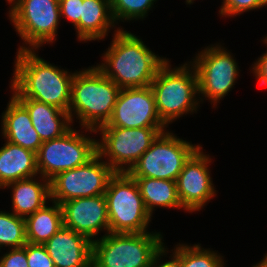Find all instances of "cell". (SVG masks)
<instances>
[{"label": "cell", "instance_id": "6da1fadb", "mask_svg": "<svg viewBox=\"0 0 267 267\" xmlns=\"http://www.w3.org/2000/svg\"><path fill=\"white\" fill-rule=\"evenodd\" d=\"M36 50H17L11 92L16 99H33L68 112L75 71L47 62Z\"/></svg>", "mask_w": 267, "mask_h": 267}, {"label": "cell", "instance_id": "7a4b0ae2", "mask_svg": "<svg viewBox=\"0 0 267 267\" xmlns=\"http://www.w3.org/2000/svg\"><path fill=\"white\" fill-rule=\"evenodd\" d=\"M103 63L96 67L120 89L150 86L158 69L168 60L153 53L136 34L117 27Z\"/></svg>", "mask_w": 267, "mask_h": 267}, {"label": "cell", "instance_id": "3957f363", "mask_svg": "<svg viewBox=\"0 0 267 267\" xmlns=\"http://www.w3.org/2000/svg\"><path fill=\"white\" fill-rule=\"evenodd\" d=\"M118 85L96 66L75 72L72 81L69 117L82 128L97 130L110 120L120 92ZM76 116V117H74Z\"/></svg>", "mask_w": 267, "mask_h": 267}, {"label": "cell", "instance_id": "277c9868", "mask_svg": "<svg viewBox=\"0 0 267 267\" xmlns=\"http://www.w3.org/2000/svg\"><path fill=\"white\" fill-rule=\"evenodd\" d=\"M150 87L158 115L167 127L183 115L197 113L200 106L198 79L189 61L171 68L168 59L158 69Z\"/></svg>", "mask_w": 267, "mask_h": 267}, {"label": "cell", "instance_id": "5b68a950", "mask_svg": "<svg viewBox=\"0 0 267 267\" xmlns=\"http://www.w3.org/2000/svg\"><path fill=\"white\" fill-rule=\"evenodd\" d=\"M92 243V267H149L163 246L161 232L113 233Z\"/></svg>", "mask_w": 267, "mask_h": 267}, {"label": "cell", "instance_id": "8992f818", "mask_svg": "<svg viewBox=\"0 0 267 267\" xmlns=\"http://www.w3.org/2000/svg\"><path fill=\"white\" fill-rule=\"evenodd\" d=\"M110 232L144 233L152 216L147 211L135 179L125 172H116L109 180L104 193Z\"/></svg>", "mask_w": 267, "mask_h": 267}, {"label": "cell", "instance_id": "52a82bcc", "mask_svg": "<svg viewBox=\"0 0 267 267\" xmlns=\"http://www.w3.org/2000/svg\"><path fill=\"white\" fill-rule=\"evenodd\" d=\"M165 127L122 128L101 126L97 154L115 172L128 173Z\"/></svg>", "mask_w": 267, "mask_h": 267}, {"label": "cell", "instance_id": "ba28073f", "mask_svg": "<svg viewBox=\"0 0 267 267\" xmlns=\"http://www.w3.org/2000/svg\"><path fill=\"white\" fill-rule=\"evenodd\" d=\"M15 31L23 40L18 50H39L56 41L61 18L59 0H20L8 11Z\"/></svg>", "mask_w": 267, "mask_h": 267}, {"label": "cell", "instance_id": "9c48e42d", "mask_svg": "<svg viewBox=\"0 0 267 267\" xmlns=\"http://www.w3.org/2000/svg\"><path fill=\"white\" fill-rule=\"evenodd\" d=\"M85 131V135L83 134ZM71 127L61 137L44 141L36 153L39 175L51 180L58 173L86 164L97 154V140Z\"/></svg>", "mask_w": 267, "mask_h": 267}, {"label": "cell", "instance_id": "30bf717a", "mask_svg": "<svg viewBox=\"0 0 267 267\" xmlns=\"http://www.w3.org/2000/svg\"><path fill=\"white\" fill-rule=\"evenodd\" d=\"M165 130L153 141L128 172L132 177H148L176 181L184 164L200 148Z\"/></svg>", "mask_w": 267, "mask_h": 267}, {"label": "cell", "instance_id": "8fae6325", "mask_svg": "<svg viewBox=\"0 0 267 267\" xmlns=\"http://www.w3.org/2000/svg\"><path fill=\"white\" fill-rule=\"evenodd\" d=\"M219 44L201 49L190 61L197 74L200 102L208 99L214 108L233 89L240 76L236 59Z\"/></svg>", "mask_w": 267, "mask_h": 267}, {"label": "cell", "instance_id": "7c38bea8", "mask_svg": "<svg viewBox=\"0 0 267 267\" xmlns=\"http://www.w3.org/2000/svg\"><path fill=\"white\" fill-rule=\"evenodd\" d=\"M116 172L98 154L86 164L62 171L50 180L51 200L62 204L71 199L104 195Z\"/></svg>", "mask_w": 267, "mask_h": 267}, {"label": "cell", "instance_id": "4fadbf2b", "mask_svg": "<svg viewBox=\"0 0 267 267\" xmlns=\"http://www.w3.org/2000/svg\"><path fill=\"white\" fill-rule=\"evenodd\" d=\"M202 149L201 146L189 158L176 179L179 201L183 210L190 213L200 211L217 195L209 170L212 159Z\"/></svg>", "mask_w": 267, "mask_h": 267}, {"label": "cell", "instance_id": "5bb4252c", "mask_svg": "<svg viewBox=\"0 0 267 267\" xmlns=\"http://www.w3.org/2000/svg\"><path fill=\"white\" fill-rule=\"evenodd\" d=\"M122 128L166 127L161 121L150 86L121 89L107 124Z\"/></svg>", "mask_w": 267, "mask_h": 267}, {"label": "cell", "instance_id": "9a60e30c", "mask_svg": "<svg viewBox=\"0 0 267 267\" xmlns=\"http://www.w3.org/2000/svg\"><path fill=\"white\" fill-rule=\"evenodd\" d=\"M63 226L82 234L92 242L98 234L110 233L105 195L75 198L61 204ZM95 238V239H94Z\"/></svg>", "mask_w": 267, "mask_h": 267}, {"label": "cell", "instance_id": "2e32d148", "mask_svg": "<svg viewBox=\"0 0 267 267\" xmlns=\"http://www.w3.org/2000/svg\"><path fill=\"white\" fill-rule=\"evenodd\" d=\"M92 243L63 226L44 246L55 267H92Z\"/></svg>", "mask_w": 267, "mask_h": 267}, {"label": "cell", "instance_id": "e0dca14e", "mask_svg": "<svg viewBox=\"0 0 267 267\" xmlns=\"http://www.w3.org/2000/svg\"><path fill=\"white\" fill-rule=\"evenodd\" d=\"M8 102L1 116L4 140L37 153L43 142L32 125L29 112L13 95Z\"/></svg>", "mask_w": 267, "mask_h": 267}, {"label": "cell", "instance_id": "ac0fdd59", "mask_svg": "<svg viewBox=\"0 0 267 267\" xmlns=\"http://www.w3.org/2000/svg\"><path fill=\"white\" fill-rule=\"evenodd\" d=\"M5 188H12V213L22 218L35 213L51 200L50 180L40 175L9 183Z\"/></svg>", "mask_w": 267, "mask_h": 267}, {"label": "cell", "instance_id": "d6986e66", "mask_svg": "<svg viewBox=\"0 0 267 267\" xmlns=\"http://www.w3.org/2000/svg\"><path fill=\"white\" fill-rule=\"evenodd\" d=\"M29 112L32 125L42 142L65 134L72 126L69 113L33 99H17Z\"/></svg>", "mask_w": 267, "mask_h": 267}, {"label": "cell", "instance_id": "ffe728a7", "mask_svg": "<svg viewBox=\"0 0 267 267\" xmlns=\"http://www.w3.org/2000/svg\"><path fill=\"white\" fill-rule=\"evenodd\" d=\"M38 175L36 153L5 140L0 148V188Z\"/></svg>", "mask_w": 267, "mask_h": 267}, {"label": "cell", "instance_id": "44dd1931", "mask_svg": "<svg viewBox=\"0 0 267 267\" xmlns=\"http://www.w3.org/2000/svg\"><path fill=\"white\" fill-rule=\"evenodd\" d=\"M116 24L111 14L110 0H83L81 17L75 27L79 41H96L105 39L110 29Z\"/></svg>", "mask_w": 267, "mask_h": 267}, {"label": "cell", "instance_id": "7402d4cb", "mask_svg": "<svg viewBox=\"0 0 267 267\" xmlns=\"http://www.w3.org/2000/svg\"><path fill=\"white\" fill-rule=\"evenodd\" d=\"M35 213L25 218L26 238L31 244L44 245L63 227V213L61 205L51 201Z\"/></svg>", "mask_w": 267, "mask_h": 267}, {"label": "cell", "instance_id": "603a6c76", "mask_svg": "<svg viewBox=\"0 0 267 267\" xmlns=\"http://www.w3.org/2000/svg\"><path fill=\"white\" fill-rule=\"evenodd\" d=\"M138 184L145 207L150 215L155 208L182 209L177 195L176 181L133 177Z\"/></svg>", "mask_w": 267, "mask_h": 267}, {"label": "cell", "instance_id": "cb8c5ba5", "mask_svg": "<svg viewBox=\"0 0 267 267\" xmlns=\"http://www.w3.org/2000/svg\"><path fill=\"white\" fill-rule=\"evenodd\" d=\"M27 243L25 218L0 211V252L3 247L19 248Z\"/></svg>", "mask_w": 267, "mask_h": 267}, {"label": "cell", "instance_id": "d4e9b609", "mask_svg": "<svg viewBox=\"0 0 267 267\" xmlns=\"http://www.w3.org/2000/svg\"><path fill=\"white\" fill-rule=\"evenodd\" d=\"M224 256L201 247L199 243L191 246L180 244V263L182 267H224Z\"/></svg>", "mask_w": 267, "mask_h": 267}, {"label": "cell", "instance_id": "484cf974", "mask_svg": "<svg viewBox=\"0 0 267 267\" xmlns=\"http://www.w3.org/2000/svg\"><path fill=\"white\" fill-rule=\"evenodd\" d=\"M158 0H110L111 14L115 24L119 22L145 19Z\"/></svg>", "mask_w": 267, "mask_h": 267}, {"label": "cell", "instance_id": "4316f807", "mask_svg": "<svg viewBox=\"0 0 267 267\" xmlns=\"http://www.w3.org/2000/svg\"><path fill=\"white\" fill-rule=\"evenodd\" d=\"M219 15L222 17H233L243 12L261 9L267 6V0H222Z\"/></svg>", "mask_w": 267, "mask_h": 267}, {"label": "cell", "instance_id": "83f0119b", "mask_svg": "<svg viewBox=\"0 0 267 267\" xmlns=\"http://www.w3.org/2000/svg\"><path fill=\"white\" fill-rule=\"evenodd\" d=\"M26 257L28 267H55L44 245L27 242Z\"/></svg>", "mask_w": 267, "mask_h": 267}, {"label": "cell", "instance_id": "f1b7e54d", "mask_svg": "<svg viewBox=\"0 0 267 267\" xmlns=\"http://www.w3.org/2000/svg\"><path fill=\"white\" fill-rule=\"evenodd\" d=\"M0 257V267H28L26 244L19 248H10Z\"/></svg>", "mask_w": 267, "mask_h": 267}, {"label": "cell", "instance_id": "f546056e", "mask_svg": "<svg viewBox=\"0 0 267 267\" xmlns=\"http://www.w3.org/2000/svg\"><path fill=\"white\" fill-rule=\"evenodd\" d=\"M175 246L176 247H174V251L173 249L171 250L172 254L170 255V257L172 258L169 257L170 260L164 262L163 260L161 261V259L163 258V256L165 257V255L167 257L169 250L167 249V246H165V244L160 247V249L153 256L149 267H182L180 263V243Z\"/></svg>", "mask_w": 267, "mask_h": 267}, {"label": "cell", "instance_id": "4dcf8cb0", "mask_svg": "<svg viewBox=\"0 0 267 267\" xmlns=\"http://www.w3.org/2000/svg\"><path fill=\"white\" fill-rule=\"evenodd\" d=\"M83 0H59L61 18L65 17L74 27L80 22Z\"/></svg>", "mask_w": 267, "mask_h": 267}, {"label": "cell", "instance_id": "1f68e13d", "mask_svg": "<svg viewBox=\"0 0 267 267\" xmlns=\"http://www.w3.org/2000/svg\"><path fill=\"white\" fill-rule=\"evenodd\" d=\"M252 73L255 75V79L259 81V85L267 87V50L265 53L258 57L256 62L252 64Z\"/></svg>", "mask_w": 267, "mask_h": 267}, {"label": "cell", "instance_id": "d6a6232c", "mask_svg": "<svg viewBox=\"0 0 267 267\" xmlns=\"http://www.w3.org/2000/svg\"><path fill=\"white\" fill-rule=\"evenodd\" d=\"M252 267H267V253L263 257L261 261L258 263L254 264Z\"/></svg>", "mask_w": 267, "mask_h": 267}, {"label": "cell", "instance_id": "836d02e7", "mask_svg": "<svg viewBox=\"0 0 267 267\" xmlns=\"http://www.w3.org/2000/svg\"><path fill=\"white\" fill-rule=\"evenodd\" d=\"M7 1V3H9V5H10V9H9V11L10 10H12L14 7H15V5L20 1V0H6Z\"/></svg>", "mask_w": 267, "mask_h": 267}, {"label": "cell", "instance_id": "e575fe53", "mask_svg": "<svg viewBox=\"0 0 267 267\" xmlns=\"http://www.w3.org/2000/svg\"><path fill=\"white\" fill-rule=\"evenodd\" d=\"M185 2H186L187 5H191V4L194 3V0H186Z\"/></svg>", "mask_w": 267, "mask_h": 267}, {"label": "cell", "instance_id": "d590c367", "mask_svg": "<svg viewBox=\"0 0 267 267\" xmlns=\"http://www.w3.org/2000/svg\"><path fill=\"white\" fill-rule=\"evenodd\" d=\"M263 43L267 45V36H265L264 39H262Z\"/></svg>", "mask_w": 267, "mask_h": 267}]
</instances>
